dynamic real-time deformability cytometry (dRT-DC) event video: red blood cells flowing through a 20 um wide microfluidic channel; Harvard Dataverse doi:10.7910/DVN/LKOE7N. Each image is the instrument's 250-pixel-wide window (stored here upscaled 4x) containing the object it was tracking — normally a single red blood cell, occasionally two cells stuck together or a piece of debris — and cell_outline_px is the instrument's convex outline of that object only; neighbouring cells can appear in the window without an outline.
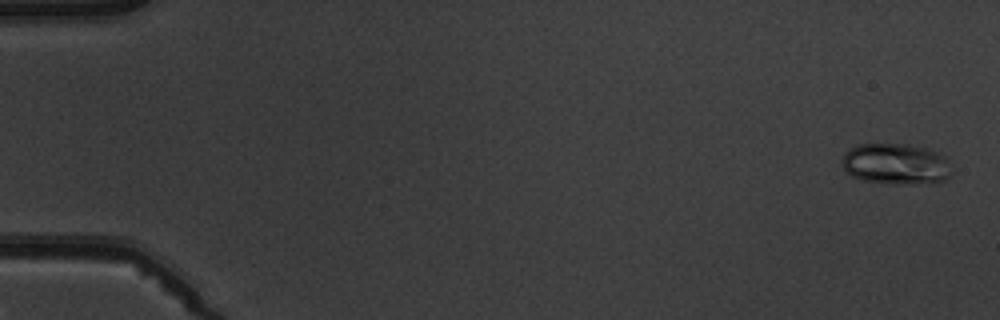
{"species": "common noctule bat (a hibernating species)", "species_latin": "Nyctalus noctula", "temperature_condition": "warm", "stored_images_in_passage": 6, "camera_frame_rate_fps": 3000, "um_per_image_px": 0.085, "animal": {"sex": "male", "body_mass_g": 19.5, "forearm_length_mm": 54.6}, "frame": {"image": 1, "passage_image": 1, "time_ms": 0.0, "image_size_px": [1000, 320], "cell_outline_px": [[948, 176], [944, 180], [904, 184], [892, 184], [860, 180], [852, 176], [840, 164], [840, 160], [844, 152], [848, 148], [856, 144], [908, 144], [928, 148], [948, 156]], "centroid_in_image_um": [76.07, 13.91], "position_along_channel_um": 8.9, "area_um2": 26.36}}